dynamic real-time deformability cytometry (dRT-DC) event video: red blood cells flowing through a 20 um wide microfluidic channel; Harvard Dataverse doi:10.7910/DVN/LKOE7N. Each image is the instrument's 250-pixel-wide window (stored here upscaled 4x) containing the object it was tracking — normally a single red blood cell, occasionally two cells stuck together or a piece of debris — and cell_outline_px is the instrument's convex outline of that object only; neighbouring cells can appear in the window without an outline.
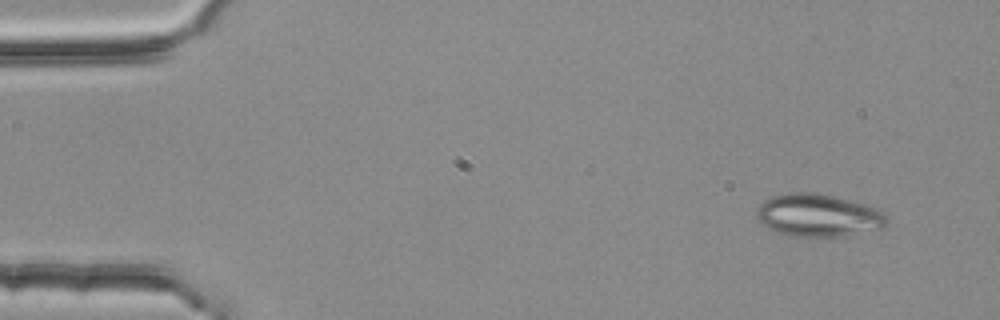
{"species": "common noctule bat (a hibernating species)", "species_latin": "Nyctalus noctula", "temperature_condition": "room temperature", "stored_images_in_passage": 50, "camera_frame_rate_fps": 3000, "um_per_image_px": 0.085, "animal": {"sex": "female", "body_mass_g": 25.1}, "frame": {"image": 1, "passage_image": 1, "time_ms": 0.0, "image_size_px": [1000, 320], "cell_outline_px": [[888, 224], [884, 228], [840, 236], [788, 236], [776, 232], [768, 228], [756, 216], [756, 212], [760, 204], [764, 200], [772, 196], [788, 192], [812, 192], [832, 196], [860, 204], [872, 208], [880, 212], [888, 220]], "centroid_in_image_um": [69.49, 18.31], "position_along_channel_um": 15.5, "area_um2": 31.79}}
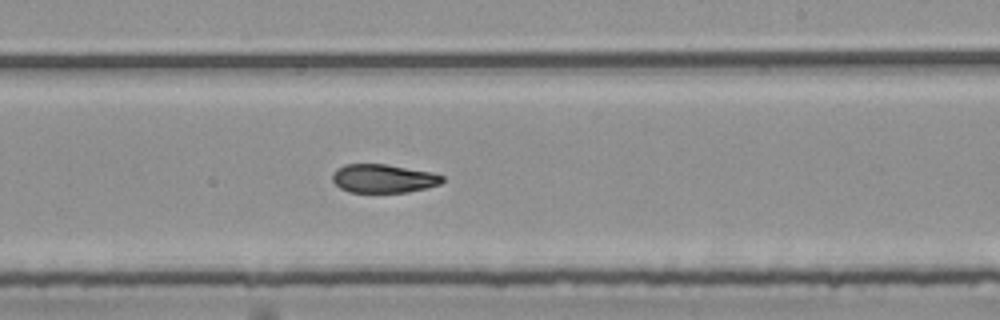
{"frame": {"image": 2, "passage_image": 29, "time_ms": 9.333, "image_size_px": [1000, 320], "cell_outline_px": [[444, 180], [440, 184], [408, 192], [348, 192], [340, 188], [332, 180], [332, 176], [336, 168], [344, 164], [388, 164], [432, 172], [444, 176]], "centroid_in_image_um": [32.58, 15.16], "position_along_channel_um": 256.4, "area_um2": 18.38}}
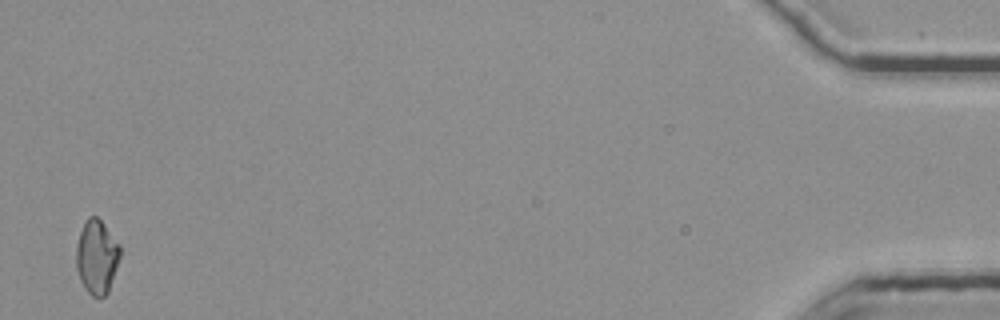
{"frame": {"image": 3, "passage_image": 50, "time_ms": 16.333, "image_size_px": [1000, 320], "cell_outline_px": [[120, 256], [108, 292], [104, 296], [92, 296], [84, 288], [80, 280], [76, 268], [76, 248], [80, 232], [84, 220], [88, 216], [96, 216], [100, 220], [120, 244]], "centroid_in_image_um": [8.21, 21.82], "position_along_channel_um": 427.0, "area_um2": 18.84}, "authors_computed_cell_mechanics": {"area_um2": 19.1896, "velocity_mm_per_s": 3.7791, "shape_relaxation_time_tau1_ms": 8.4322, "shape_relaxation_time_tau2_ms": 3.7162, "deformation_change_tau1": 0.2159, "deformation_change_tau2": 0.0747}}